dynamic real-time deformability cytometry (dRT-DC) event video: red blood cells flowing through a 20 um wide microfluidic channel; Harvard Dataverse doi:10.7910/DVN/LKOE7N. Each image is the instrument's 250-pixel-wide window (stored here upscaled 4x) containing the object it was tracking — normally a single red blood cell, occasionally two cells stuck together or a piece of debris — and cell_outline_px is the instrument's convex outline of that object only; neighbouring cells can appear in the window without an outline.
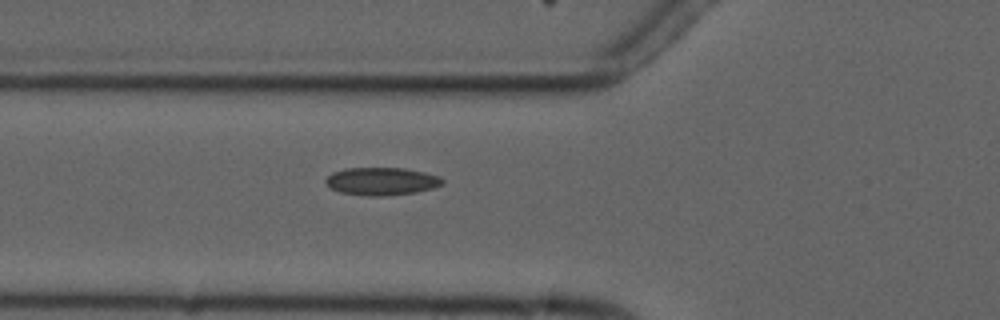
{"species": "common noctule bat (a hibernating species)", "species_latin": "Nyctalus noctula", "temperature_condition": "cold", "stored_images_in_passage": 6, "camera_frame_rate_fps": 3000, "um_per_image_px": 0.085, "animal": {"sex": "male", "forearm_length_mm": 52.5}, "frame": {"image": 1, "passage_image": 6, "time_ms": 6.0, "image_size_px": [1000, 320], "cell_outline_px": [[444, 184], [432, 188], [416, 192], [384, 196], [368, 196], [340, 192], [332, 188], [324, 180], [332, 172], [344, 168], [404, 168], [424, 172], [440, 176], [444, 180]], "centroid_in_image_um": [32.45, 15.4], "position_along_channel_um": 93.3, "area_um2": 18.9}}